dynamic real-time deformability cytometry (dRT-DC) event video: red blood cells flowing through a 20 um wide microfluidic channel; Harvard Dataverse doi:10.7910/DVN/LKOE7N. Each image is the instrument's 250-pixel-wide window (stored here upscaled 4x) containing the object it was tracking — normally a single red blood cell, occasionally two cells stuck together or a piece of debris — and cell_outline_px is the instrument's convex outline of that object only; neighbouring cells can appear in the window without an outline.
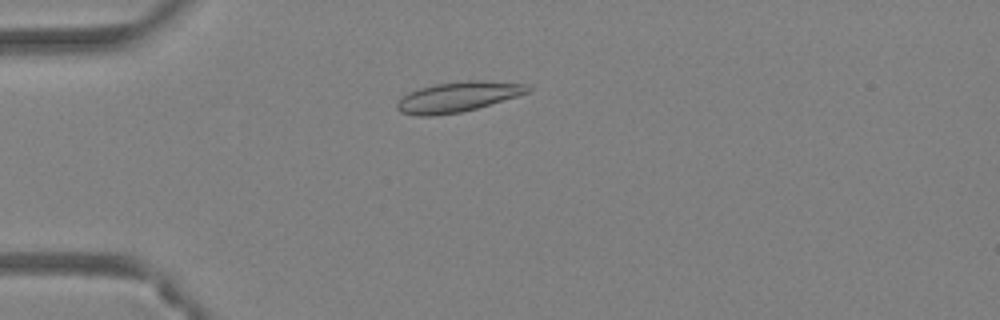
{"species": "Egyptian fruit bat (a non-hibernating species)", "species_latin": "Rousettus aegyptiacus", "temperature_condition": "warm", "stored_images_in_passage": 46, "camera_frame_rate_fps": 3000, "um_per_image_px": 0.085, "animal": {"sex": "female"}, "frame": {"image": 1, "passage_image": 12, "time_ms": 3.667, "image_size_px": [1000, 320], "cell_outline_px": [[532, 92], [476, 108], [460, 112], [436, 116], [416, 116], [400, 112], [396, 108], [396, 104], [408, 92], [420, 88], [436, 84], [468, 80], [484, 80], [524, 84], [532, 88]], "centroid_in_image_um": [38.93, 8.24], "position_along_channel_um": 46.1, "area_um2": 22.95}}
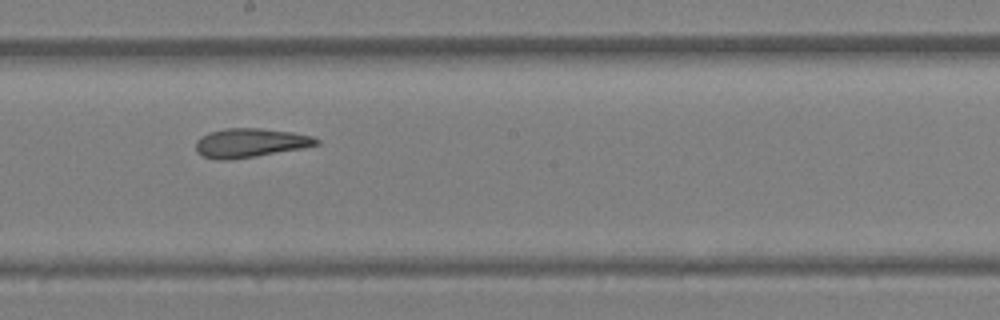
{"frame": {"image": 2, "passage_image": 26, "time_ms": 8.333, "image_size_px": [1000, 320], "cell_outline_px": [[320, 144], [304, 148], [256, 156], [228, 160], [216, 160], [200, 156], [196, 152], [196, 140], [208, 132], [224, 128], [260, 128], [292, 132], [312, 136], [320, 140]], "centroid_in_image_um": [21.24, 12.15], "position_along_channel_um": 227.0, "area_um2": 20.63}}
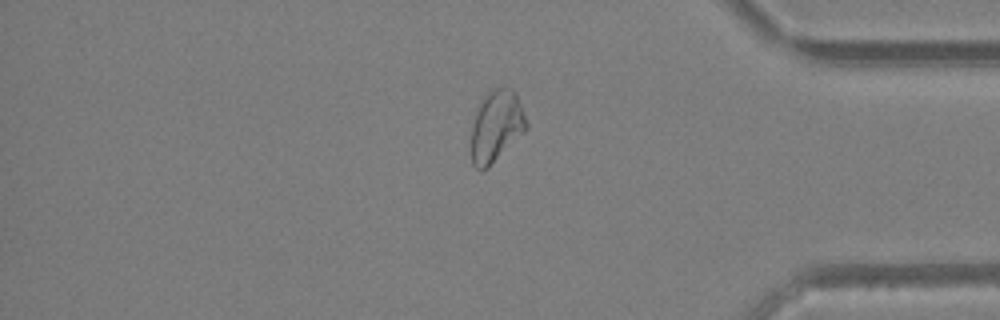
{"frame": {"image": 3, "passage_image": 39, "time_ms": 12.667, "image_size_px": [1000, 320], "cell_outline_px": [[528, 128], [488, 168], [480, 172], [472, 164], [472, 124], [476, 112], [484, 96], [492, 88], [500, 84], [512, 88], [516, 92], [524, 112], [528, 124]], "centroid_in_image_um": [42.2, 10.69], "position_along_channel_um": 393.0, "area_um2": 23.24}, "authors_computed_cell_mechanics": {"area_um2": 22.7154, "velocity_mm_per_s": 4.3391, "shape_relaxation_time_tau1_ms": 10.2502, "shape_relaxation_time_tau2_ms": 1.8786, "deformation_change_tau1": 0.2233, "deformation_change_tau2": 0.0934}}